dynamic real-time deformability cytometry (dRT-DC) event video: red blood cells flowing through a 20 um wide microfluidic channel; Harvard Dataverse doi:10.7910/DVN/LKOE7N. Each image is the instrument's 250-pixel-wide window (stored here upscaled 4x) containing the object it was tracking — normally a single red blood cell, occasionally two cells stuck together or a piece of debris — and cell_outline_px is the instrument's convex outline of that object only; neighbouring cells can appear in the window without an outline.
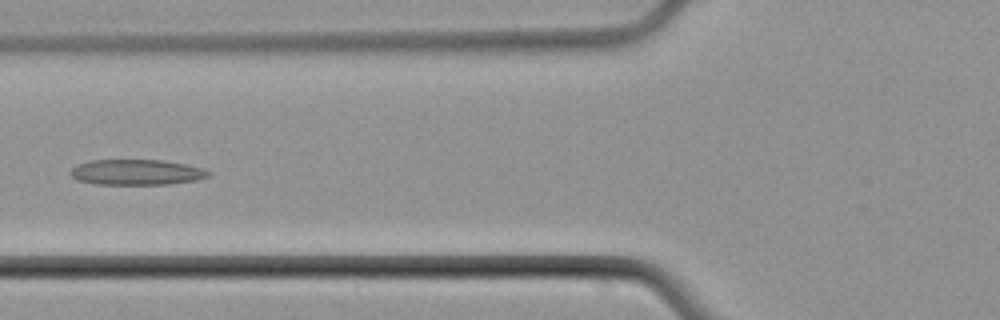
{"species": "common noctule bat (a hibernating species)", "species_latin": "Nyctalus noctula", "temperature_condition": "cold", "stored_images_in_passage": 6, "camera_frame_rate_fps": 3000, "um_per_image_px": 0.085, "animal": {"sex": "male", "body_mass_g": 21.5, "forearm_length_mm": 52.0}, "frame": {"image": 1, "passage_image": 6, "time_ms": 7.0, "image_size_px": [1000, 320], "cell_outline_px": [[212, 176], [196, 180], [168, 184], [96, 184], [76, 180], [68, 172], [76, 164], [88, 160], [160, 160], [184, 164], [204, 168], [212, 172]], "centroid_in_image_um": [11.6, 14.64], "position_along_channel_um": 114.2, "area_um2": 20.69}}